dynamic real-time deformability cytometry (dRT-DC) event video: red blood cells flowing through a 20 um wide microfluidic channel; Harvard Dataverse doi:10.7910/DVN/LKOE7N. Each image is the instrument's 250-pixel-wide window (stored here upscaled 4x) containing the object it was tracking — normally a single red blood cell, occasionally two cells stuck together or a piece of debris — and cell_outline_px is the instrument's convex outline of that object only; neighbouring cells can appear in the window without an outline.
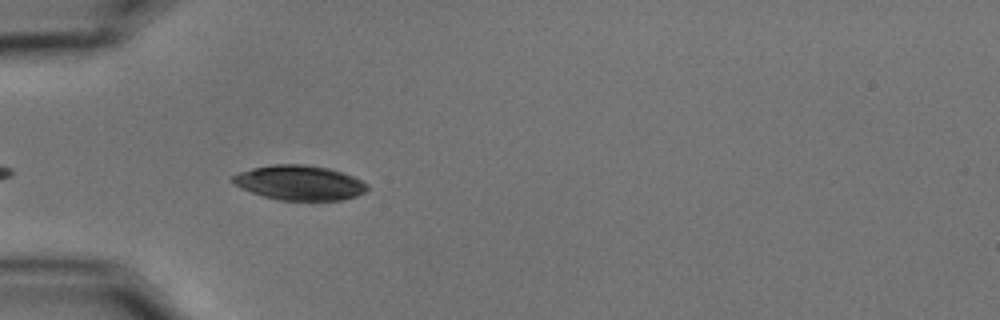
{"species": "common noctule bat (a hibernating species)", "species_latin": "Nyctalus noctula", "temperature_condition": "cold", "stored_images_in_passage": 15, "camera_frame_rate_fps": 3000, "um_per_image_px": 0.085, "animal": {"sex": "male", "body_mass_g": 15.6}, "frame": {"image": 1, "passage_image": 4, "time_ms": 1.0, "image_size_px": [1000, 320], "cell_outline_px": [[368, 188], [364, 192], [356, 196], [340, 200], [280, 200], [264, 196], [252, 192], [228, 180], [232, 176], [240, 172], [252, 168], [272, 164], [304, 164], [328, 168], [352, 176], [368, 184]], "centroid_in_image_um": [25.45, 15.52], "position_along_channel_um": 59.6, "area_um2": 26.99}}
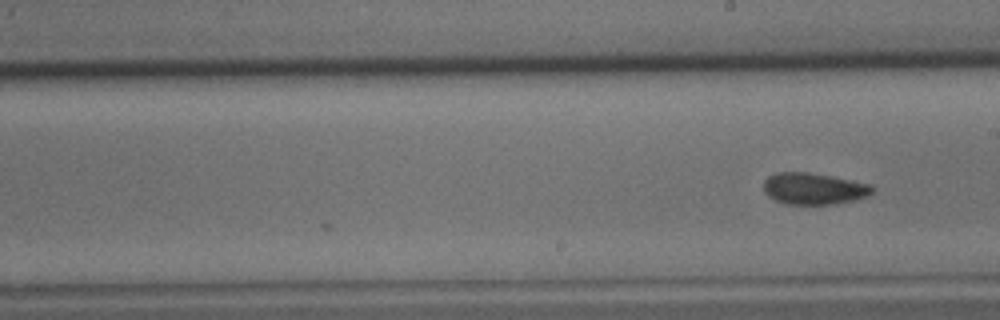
{"frame": {"image": 2, "passage_image": 15, "time_ms": 4.667, "image_size_px": [1000, 320], "cell_outline_px": [[872, 192], [868, 196], [856, 200], [836, 204], [784, 204], [768, 196], [764, 192], [764, 180], [768, 176], [776, 172], [808, 172], [832, 176], [868, 184], [872, 188]], "centroid_in_image_um": [69.13, 16.04], "position_along_channel_um": 219.9, "area_um2": 20.0}}